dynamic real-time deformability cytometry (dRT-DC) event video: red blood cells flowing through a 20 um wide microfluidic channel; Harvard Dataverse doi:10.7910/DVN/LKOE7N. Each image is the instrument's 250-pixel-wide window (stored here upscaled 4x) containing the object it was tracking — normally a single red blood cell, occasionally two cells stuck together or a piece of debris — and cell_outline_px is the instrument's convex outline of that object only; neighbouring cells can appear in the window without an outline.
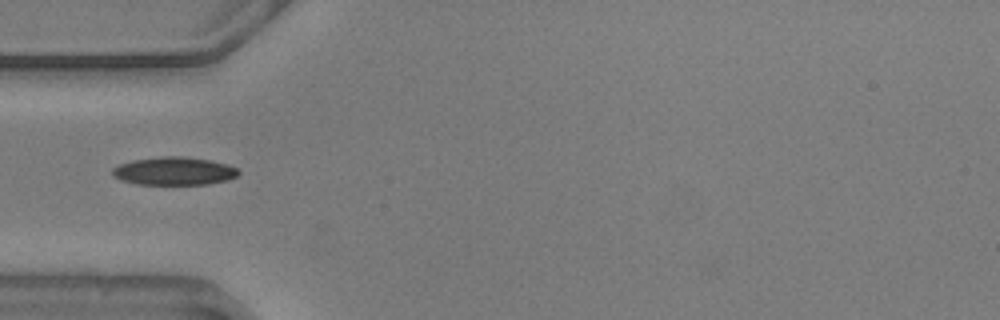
{"species": "common noctule bat (a hibernating species)", "species_latin": "Nyctalus noctula", "temperature_condition": "warm", "stored_images_in_passage": 40, "camera_frame_rate_fps": 3000, "um_per_image_px": 0.085, "animal": {"sex": "male", "body_mass_g": 20.5, "forearm_length_mm": 52.5}, "frame": {"image": 1, "passage_image": 1, "time_ms": 0.0, "image_size_px": [1000, 320], "cell_outline_px": [[240, 172], [236, 176], [228, 180], [208, 184], [136, 184], [120, 180], [112, 176], [112, 168], [120, 164], [132, 160], [160, 156], [184, 156], [212, 160], [228, 164], [236, 168]], "centroid_in_image_um": [14.79, 14.53], "position_along_channel_um": 70.2, "area_um2": 20.81}}
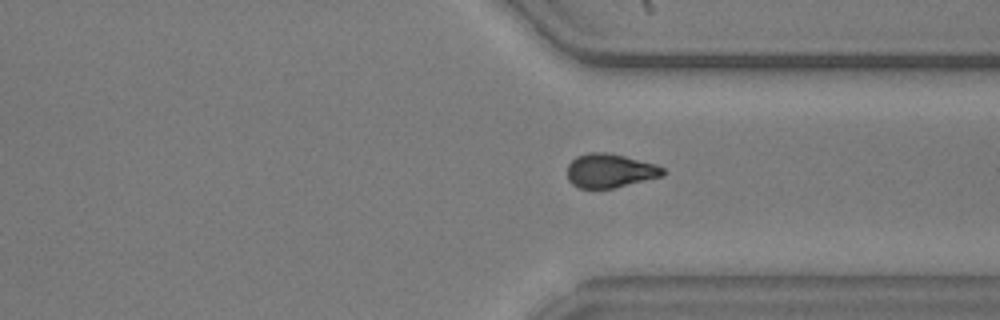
{"frame": {"image": 2, "passage_image": 25, "time_ms": 8.0, "image_size_px": [1000, 320], "cell_outline_px": [[668, 172], [664, 176], [616, 188], [580, 188], [572, 184], [568, 180], [568, 164], [576, 156], [588, 152], [604, 152], [624, 156], [656, 164], [664, 168]], "centroid_in_image_um": [51.89, 14.52], "position_along_channel_um": 359.5, "area_um2": 19.13}}
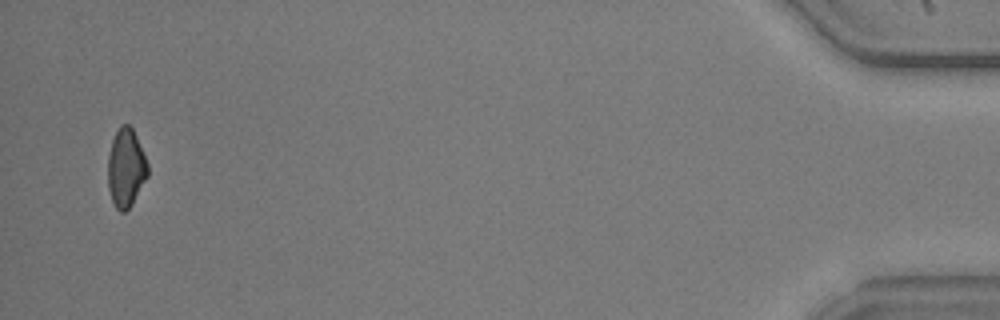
{"frame": {"image": 3, "passage_image": 38, "time_ms": 12.333, "image_size_px": [1000, 320], "cell_outline_px": [[148, 176], [132, 204], [124, 212], [120, 212], [116, 208], [112, 200], [108, 188], [108, 156], [112, 140], [120, 124], [128, 124], [132, 128], [136, 136], [148, 164]], "centroid_in_image_um": [10.7, 14.28], "position_along_channel_um": 424.5, "area_um2": 18.15}}